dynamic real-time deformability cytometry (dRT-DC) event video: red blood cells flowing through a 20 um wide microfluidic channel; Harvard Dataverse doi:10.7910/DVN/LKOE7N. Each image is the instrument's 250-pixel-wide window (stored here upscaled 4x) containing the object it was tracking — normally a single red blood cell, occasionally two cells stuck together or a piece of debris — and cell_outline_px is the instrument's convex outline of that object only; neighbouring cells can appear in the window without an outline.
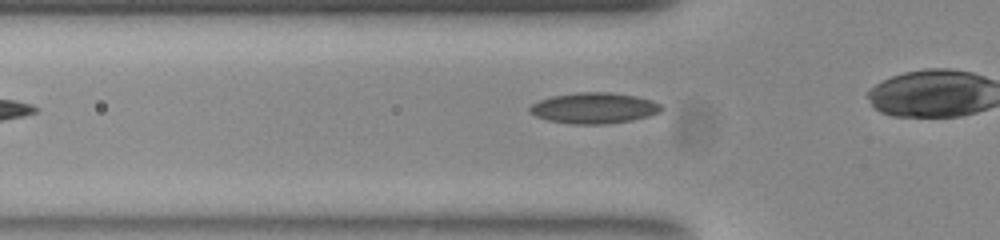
{"species": "common noctule bat (a hibernating species)", "species_latin": "Nyctalus noctula", "temperature_condition": "room temperature", "stored_images_in_passage": 29, "camera_frame_rate_fps": 3000, "um_per_image_px": 0.085, "animal": {"sex": "female", "body_mass_g": 23.0, "forearm_length_mm": 53.4}, "frame": {"image": 1, "passage_image": 4, "time_ms": 1.0, "image_size_px": [1000, 240], "cell_outline_px": [[664, 108], [660, 112], [648, 116], [632, 120], [604, 124], [572, 124], [548, 120], [536, 116], [528, 112], [528, 108], [532, 104], [540, 100], [552, 96], [576, 92], [608, 92], [636, 96], [652, 100], [660, 104]], "centroid_in_image_um": [50.49, 9.18], "position_along_channel_um": 75.3, "area_um2": 23.7}}
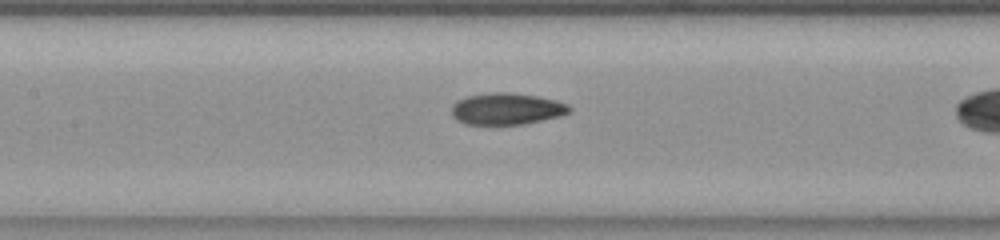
{"frame": {"image": 2, "passage_image": 11, "time_ms": 3.333, "image_size_px": [1000, 240], "cell_outline_px": [[572, 108], [568, 112], [560, 116], [524, 124], [464, 124], [456, 120], [452, 116], [452, 104], [456, 100], [468, 96], [492, 92], [512, 92], [536, 96], [556, 100], [568, 104]], "centroid_in_image_um": [43.04, 9.24], "position_along_channel_um": 164.4, "area_um2": 21.79}}
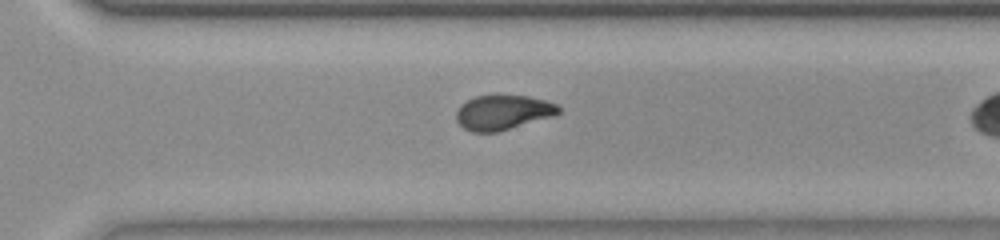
{"frame": {"image": 3, "passage_image": 24, "time_ms": 7.667, "image_size_px": [1000, 240], "cell_outline_px": [[560, 112], [552, 116], [496, 132], [472, 132], [464, 128], [456, 120], [456, 112], [460, 104], [476, 96], [528, 96], [544, 100], [556, 104], [560, 108]], "centroid_in_image_um": [42.71, 9.56], "position_along_channel_um": 327.9, "area_um2": 20.35}}